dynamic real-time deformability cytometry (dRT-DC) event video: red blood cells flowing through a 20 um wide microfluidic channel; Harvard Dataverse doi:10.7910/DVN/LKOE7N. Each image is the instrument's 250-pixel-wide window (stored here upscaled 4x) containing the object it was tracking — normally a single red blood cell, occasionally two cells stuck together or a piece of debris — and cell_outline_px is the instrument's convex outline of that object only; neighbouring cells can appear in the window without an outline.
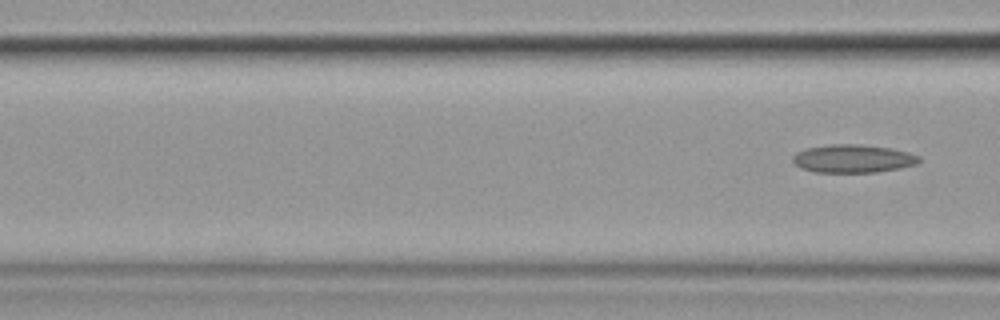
{"species": "common noctule bat (a hibernating species)", "species_latin": "Nyctalus noctula", "temperature_condition": "cold", "stored_images_in_passage": 4, "segment_of_instrument_passage": [2, 2], "camera_frame_rate_fps": 3000, "um_per_image_px": 0.085, "animal": {"sex": "female", "body_mass_g": 19.9}, "frame": {"image": 1, "passage_image": 4, "time_ms": 4.333, "image_size_px": [1000, 320], "cell_outline_px": [[920, 160], [916, 164], [900, 168], [876, 172], [816, 172], [800, 168], [792, 160], [792, 156], [796, 152], [804, 148], [828, 144], [860, 144], [892, 148], [908, 152], [920, 156]], "centroid_in_image_um": [72.48, 13.47], "position_along_channel_um": 94.1, "area_um2": 20.87}}